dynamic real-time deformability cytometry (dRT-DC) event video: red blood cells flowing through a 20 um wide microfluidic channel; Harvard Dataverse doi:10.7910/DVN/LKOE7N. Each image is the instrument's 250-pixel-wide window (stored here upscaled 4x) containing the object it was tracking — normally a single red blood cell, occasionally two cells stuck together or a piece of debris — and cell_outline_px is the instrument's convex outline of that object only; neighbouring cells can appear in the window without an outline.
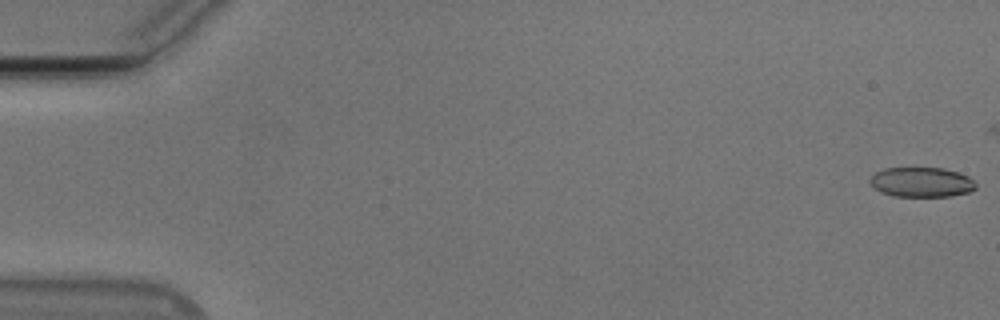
{"species": "Egyptian fruit bat (a non-hibernating species)", "species_latin": "Rousettus aegyptiacus", "temperature_condition": "cold", "stored_images_in_passage": 56, "camera_frame_rate_fps": 3000, "um_per_image_px": 0.085, "animal": {"sex": "male"}, "frame": {"image": 1, "passage_image": 1, "time_ms": 0.0, "image_size_px": [1000, 320], "cell_outline_px": [[976, 188], [968, 192], [952, 196], [892, 196], [880, 192], [868, 180], [876, 172], [884, 168], [944, 168], [968, 176], [976, 184]], "centroid_in_image_um": [78.32, 15.48], "position_along_channel_um": 6.7, "area_um2": 18.26}}
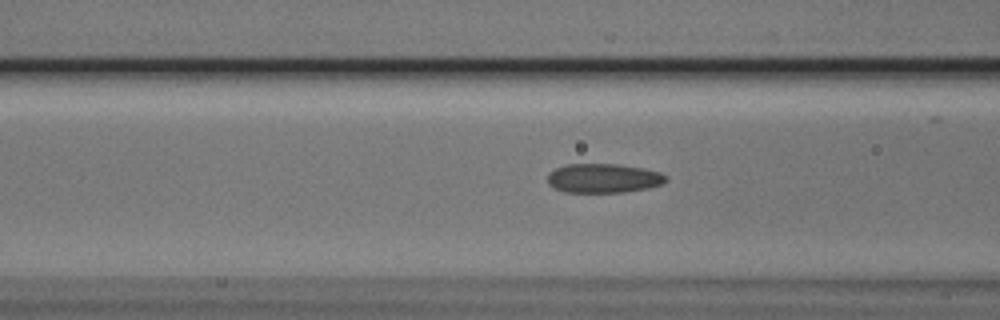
{"frame": {"image": 2, "passage_image": 22, "time_ms": 7.0, "image_size_px": [1000, 320], "cell_outline_px": [[668, 180], [664, 184], [648, 188], [624, 192], [564, 192], [548, 184], [548, 172], [556, 168], [568, 164], [616, 164], [640, 168], [660, 172], [668, 176]], "centroid_in_image_um": [51.31, 15.15], "position_along_channel_um": 115.3, "area_um2": 20.17}}
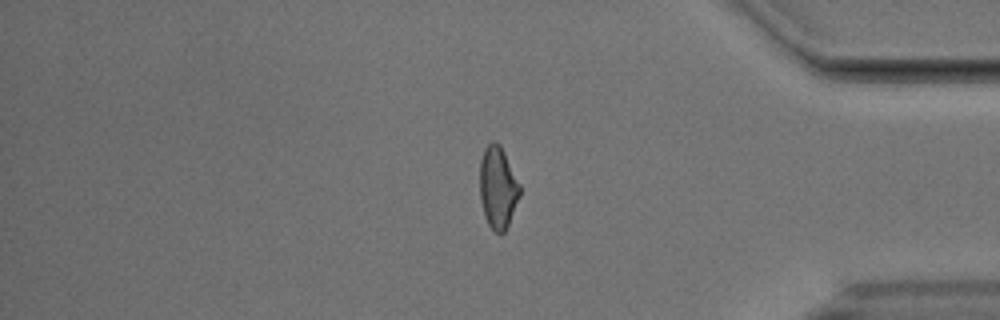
{"frame": {"image": 3, "passage_image": 46, "time_ms": 15.0, "image_size_px": [1000, 320], "cell_outline_px": [[520, 196], [508, 224], [504, 232], [500, 236], [488, 224], [484, 216], [480, 200], [480, 160], [484, 148], [492, 140], [496, 140], [500, 144], [520, 184]], "centroid_in_image_um": [42.31, 15.92], "position_along_channel_um": 392.9, "area_um2": 19.25}, "authors_computed_cell_mechanics": {"area_um2": 19.652, "velocity_mm_per_s": 3.778, "shape_relaxation_time_tau1_ms": 6.6346, "shape_relaxation_time_tau2_ms": 1.5583, "deformation_change_tau1": 0.1617, "deformation_change_tau2": 0.0815}}